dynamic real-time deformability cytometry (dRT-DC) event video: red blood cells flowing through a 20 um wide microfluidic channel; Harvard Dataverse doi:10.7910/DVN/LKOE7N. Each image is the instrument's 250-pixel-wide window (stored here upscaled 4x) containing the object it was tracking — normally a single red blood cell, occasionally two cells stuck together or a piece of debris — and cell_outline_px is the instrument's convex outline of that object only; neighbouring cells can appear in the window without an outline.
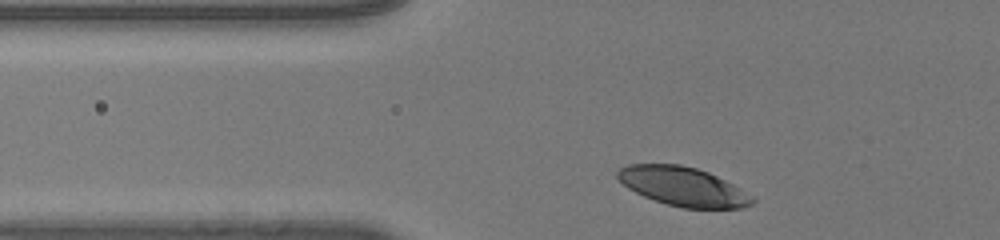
{"species": "human", "species_latin": "Homo sapiens", "temperature_condition": "room temperature", "stored_images_in_passage": 30, "camera_frame_rate_fps": 3000, "um_per_image_px": 0.085, "donor": {"sex": "male"}, "frame": {"image": 1, "passage_image": 2, "time_ms": 0.333, "image_size_px": [1000, 240], "cell_outline_px": [[756, 200], [752, 204], [740, 208], [684, 208], [668, 204], [644, 196], [628, 188], [616, 176], [616, 172], [620, 168], [628, 164], [680, 164], [696, 168], [708, 172], [740, 188], [752, 196]], "centroid_in_image_um": [58.06, 15.84], "position_along_channel_um": 67.7, "area_um2": 30.29}}
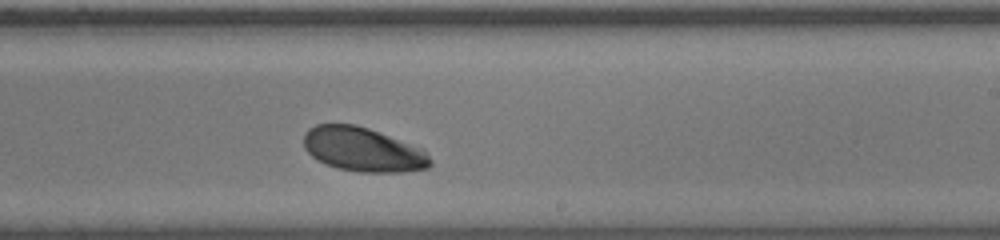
{"frame": {"image": 2, "passage_image": 18, "time_ms": 5.667, "image_size_px": [1000, 240], "cell_outline_px": [[432, 164], [428, 168], [404, 172], [356, 172], [336, 168], [324, 164], [316, 160], [304, 148], [304, 136], [308, 128], [316, 124], [352, 124], [368, 128], [424, 148], [432, 160]], "centroid_in_image_um": [30.87, 12.72], "position_along_channel_um": 258.1, "area_um2": 32.95}}
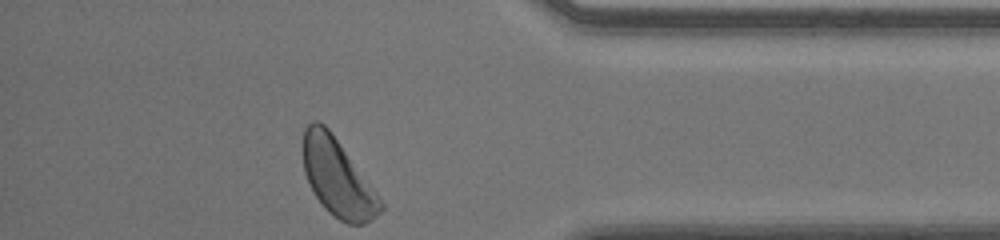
{"frame": {"image": 3, "passage_image": 30, "time_ms": 9.667, "image_size_px": [1000, 240], "cell_outline_px": [[384, 208], [376, 216], [364, 224], [348, 224], [340, 220], [328, 212], [324, 208], [316, 196], [304, 172], [304, 128], [312, 120], [316, 120], [324, 124], [328, 128], [384, 204]], "centroid_in_image_um": [28.69, 15.12], "position_along_channel_um": 406.5, "area_um2": 33.99}, "authors_computed_cell_mechanics": {"area_um2": 32.7726, "velocity_mm_per_s": 3.9956, "shape_relaxation_time_tau1_ms": 1.5941, "shape_relaxation_time_tau2_ms": null, "deformation_change_tau1": 0.1089, "deformation_change_tau2": null}}